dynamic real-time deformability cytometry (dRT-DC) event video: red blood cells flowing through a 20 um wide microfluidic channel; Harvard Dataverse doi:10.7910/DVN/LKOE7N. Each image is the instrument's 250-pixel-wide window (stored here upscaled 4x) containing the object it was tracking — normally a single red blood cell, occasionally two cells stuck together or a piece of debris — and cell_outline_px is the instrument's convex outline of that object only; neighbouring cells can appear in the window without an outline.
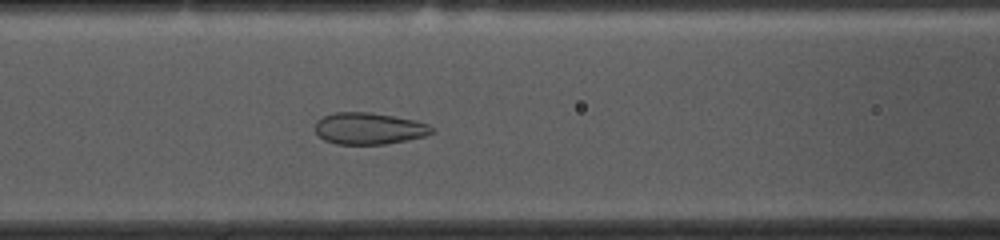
{"species": "common noctule bat (a hibernating species)", "species_latin": "Nyctalus noctula", "temperature_condition": "cold", "stored_images_in_passage": 54, "camera_frame_rate_fps": 3000, "um_per_image_px": 0.085, "animal": {"sex": "female", "body_mass_g": 10.0, "forearm_length_mm": 53.1}, "frame": {"image": 1, "passage_image": 21, "time_ms": 6.667, "image_size_px": [1000, 240], "cell_outline_px": [[436, 132], [424, 136], [408, 140], [384, 144], [336, 144], [324, 140], [316, 132], [316, 120], [324, 116], [336, 112], [368, 112], [416, 120], [428, 124]], "centroid_in_image_um": [31.38, 10.92], "position_along_channel_um": 135.2, "area_um2": 21.5}}
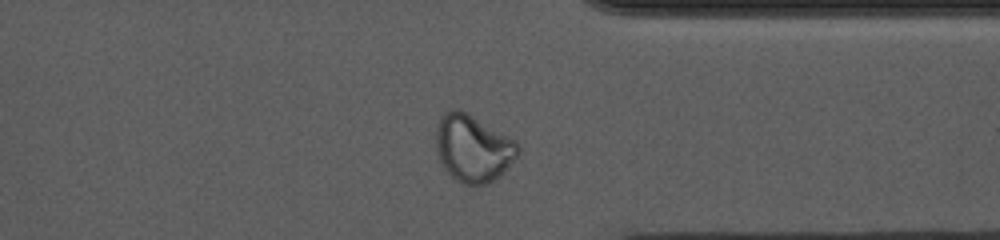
{"frame": {"image": 2, "passage_image": 41, "time_ms": 13.333, "image_size_px": [1000, 240], "cell_outline_px": [[520, 152], [492, 180], [484, 184], [464, 184], [456, 180], [444, 168], [436, 152], [436, 124], [440, 116], [444, 112], [452, 108], [456, 108], [464, 112], [516, 140], [520, 148]], "centroid_in_image_um": [40.15, 12.57], "position_along_channel_um": 371.3, "area_um2": 31.44}}
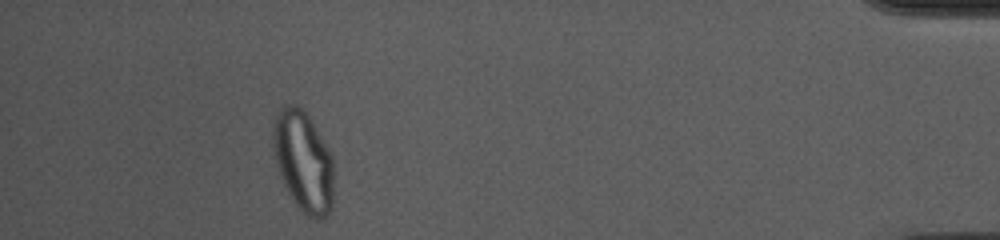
{"frame": {"image": 3, "passage_image": 49, "time_ms": 16.0, "image_size_px": [1000, 240], "cell_outline_px": [[332, 208], [324, 216], [316, 220], [308, 216], [296, 204], [288, 192], [280, 176], [276, 164], [272, 148], [272, 124], [280, 108], [288, 104], [296, 104], [308, 116], [328, 148], [332, 156]], "centroid_in_image_um": [25.75, 13.69], "position_along_channel_um": 409.5, "area_um2": 35.32}, "authors_computed_cell_mechanics": {"area_um2": 27.6862, "velocity_mm_per_s": 3.6064, "shape_relaxation_time_tau1_ms": 9.9709, "shape_relaxation_time_tau2_ms": null, "deformation_change_tau1": 0.2288, "deformation_change_tau2": null}}